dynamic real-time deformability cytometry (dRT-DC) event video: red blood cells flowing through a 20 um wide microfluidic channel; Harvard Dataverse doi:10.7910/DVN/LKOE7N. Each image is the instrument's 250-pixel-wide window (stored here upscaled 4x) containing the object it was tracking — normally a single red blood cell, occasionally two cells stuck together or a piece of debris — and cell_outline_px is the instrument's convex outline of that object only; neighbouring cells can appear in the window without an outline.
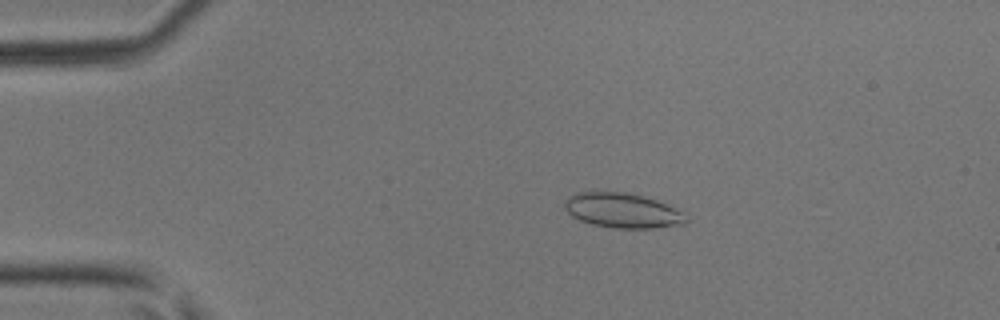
{"species": "common noctule bat (a hibernating species)", "species_latin": "Nyctalus noctula", "temperature_condition": "room temperature", "stored_images_in_passage": 44, "camera_frame_rate_fps": 3000, "um_per_image_px": 0.085, "animal": {"sex": "male", "body_mass_g": 17.9, "forearm_length_mm": 54.2}, "frame": {"image": 1, "passage_image": 10, "time_ms": 3.0, "image_size_px": [1000, 320], "cell_outline_px": [[688, 220], [684, 224], [652, 228], [616, 228], [592, 224], [580, 220], [572, 216], [564, 208], [564, 200], [568, 196], [576, 192], [604, 188], [644, 196], [656, 200], [680, 212]], "centroid_in_image_um": [52.79, 17.84], "position_along_channel_um": 32.2, "area_um2": 25.03}}
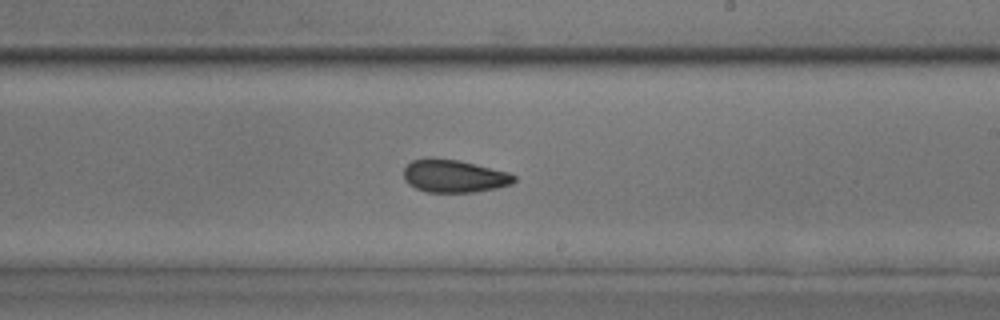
{"frame": {"image": 2, "passage_image": 29, "time_ms": 9.333, "image_size_px": [1000, 320], "cell_outline_px": [[516, 180], [512, 184], [496, 188], [476, 192], [428, 192], [416, 188], [408, 184], [404, 180], [404, 168], [412, 160], [428, 156], [432, 156], [460, 160], [508, 172], [516, 176]], "centroid_in_image_um": [38.58, 14.94], "position_along_channel_um": 250.4, "area_um2": 21.44}}
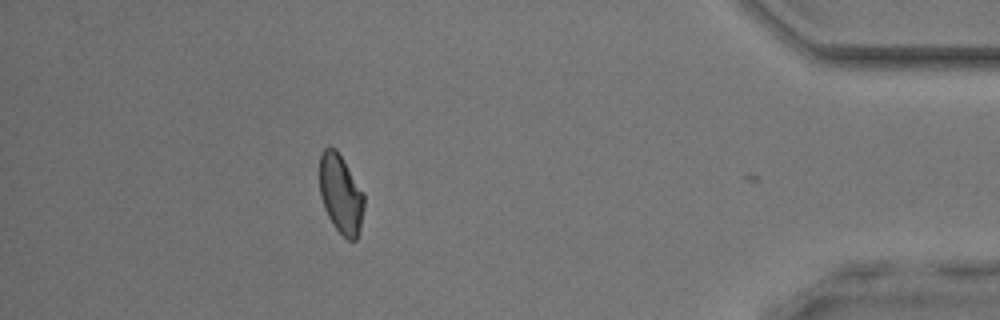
{"frame": {"image": 3, "passage_image": 43, "time_ms": 14.0, "image_size_px": [1000, 320], "cell_outline_px": [[364, 208], [360, 228], [356, 240], [348, 240], [332, 224], [324, 208], [320, 196], [320, 152], [324, 148], [336, 148], [364, 192]], "centroid_in_image_um": [28.97, 16.49], "position_along_channel_um": 406.2, "area_um2": 20.52}}